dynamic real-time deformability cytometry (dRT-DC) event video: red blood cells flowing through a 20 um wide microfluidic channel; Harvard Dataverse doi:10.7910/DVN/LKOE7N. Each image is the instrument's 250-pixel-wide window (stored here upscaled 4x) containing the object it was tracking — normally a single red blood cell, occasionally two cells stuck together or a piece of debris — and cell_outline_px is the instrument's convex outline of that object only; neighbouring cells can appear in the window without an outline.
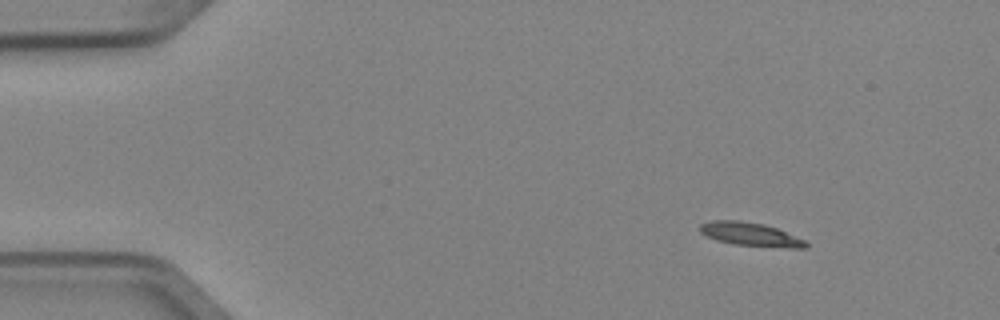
{"species": "Egyptian fruit bat (a non-hibernating species)", "species_latin": "Rousettus aegyptiacus", "temperature_condition": "cold", "stored_images_in_passage": 5, "camera_frame_rate_fps": 3000, "um_per_image_px": 0.085, "animal": {"sex": "female"}, "frame": {"image": 1, "passage_image": 1, "time_ms": 0.0, "image_size_px": [1000, 320], "cell_outline_px": [[808, 248], [792, 248], [732, 244], [716, 240], [700, 232], [700, 224], [712, 220], [736, 220], [764, 224], [776, 228], [804, 240], [808, 244]], "centroid_in_image_um": [63.78, 19.91], "position_along_channel_um": 21.2, "area_um2": 14.33}}
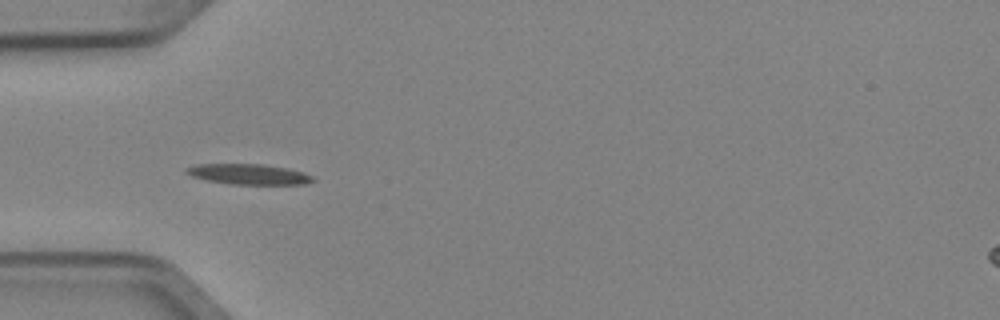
{"frame": {"image": 2, "passage_image": 4, "time_ms": 1.0, "image_size_px": [1000, 320], "cell_outline_px": [[316, 180], [304, 184], [232, 184], [208, 180], [192, 176], [184, 172], [184, 168], [196, 164], [264, 164], [288, 168], [304, 172], [312, 176]], "centroid_in_image_um": [21.14, 14.8], "position_along_channel_um": 63.9, "area_um2": 15.09}}
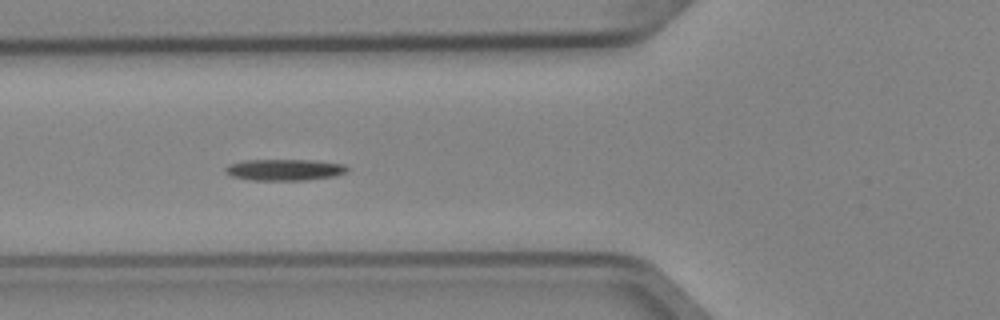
{"frame": {"image": 3, "passage_image": 5, "time_ms": 1.333, "image_size_px": [1000, 320], "cell_outline_px": [[348, 172], [336, 176], [304, 180], [252, 180], [232, 176], [224, 172], [224, 168], [228, 164], [244, 160], [316, 160], [344, 164], [348, 168]], "centroid_in_image_um": [24.19, 14.42], "position_along_channel_um": 101.6, "area_um2": 15.32}}